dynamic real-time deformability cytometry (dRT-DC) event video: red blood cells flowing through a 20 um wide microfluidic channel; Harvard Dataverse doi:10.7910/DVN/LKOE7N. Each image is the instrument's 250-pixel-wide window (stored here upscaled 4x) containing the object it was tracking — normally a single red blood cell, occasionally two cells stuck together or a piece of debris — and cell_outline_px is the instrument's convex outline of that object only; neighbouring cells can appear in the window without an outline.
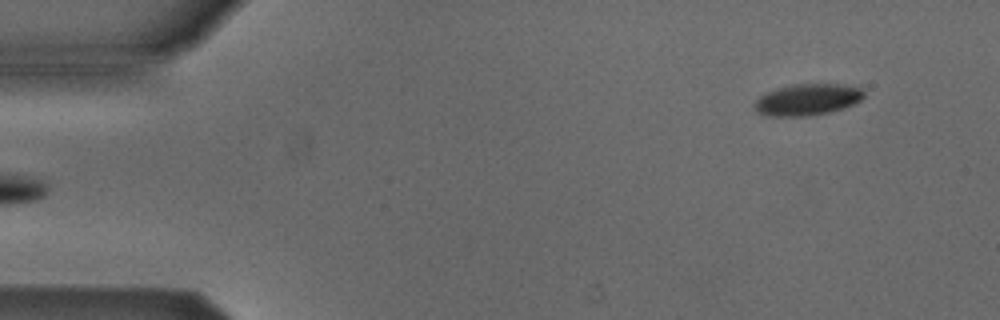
{"species": "Egyptian fruit bat (a non-hibernating species)", "species_latin": "Rousettus aegyptiacus", "temperature_condition": "cold", "stored_images_in_passage": 5, "segment_of_instrument_passage": [2, 2], "camera_frame_rate_fps": 3000, "um_per_image_px": 0.085, "animal": {"sex": "male"}, "frame": {"image": 1, "passage_image": 5, "time_ms": 4.667, "image_size_px": [1000, 320], "cell_outline_px": [[864, 96], [860, 100], [844, 108], [828, 112], [808, 116], [768, 116], [756, 112], [752, 104], [760, 96], [768, 92], [792, 84], [840, 84], [860, 88], [864, 92]], "centroid_in_image_um": [68.6, 8.47], "position_along_channel_um": 16.4, "area_um2": 19.94}}